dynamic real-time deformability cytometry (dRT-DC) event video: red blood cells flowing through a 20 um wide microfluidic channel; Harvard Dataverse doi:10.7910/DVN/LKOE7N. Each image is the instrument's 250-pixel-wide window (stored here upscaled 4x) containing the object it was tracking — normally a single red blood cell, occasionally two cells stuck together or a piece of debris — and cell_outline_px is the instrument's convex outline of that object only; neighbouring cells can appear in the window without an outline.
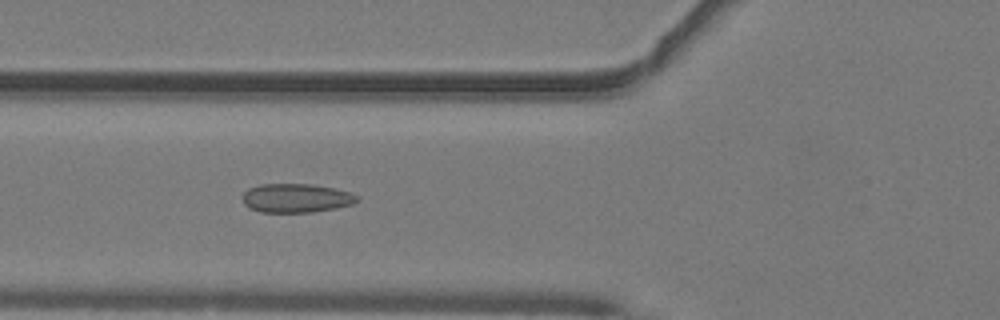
{"species": "common noctule bat (a hibernating species)", "species_latin": "Nyctalus noctula", "temperature_condition": "warm", "stored_images_in_passage": 25, "camera_frame_rate_fps": 3000, "um_per_image_px": 0.085, "animal": {"sex": "male", "body_mass_g": 19.2, "forearm_length_mm": 51.8}, "frame": {"image": 1, "passage_image": 15, "time_ms": 4.667, "image_size_px": [1000, 320], "cell_outline_px": [[360, 200], [352, 204], [336, 208], [312, 212], [260, 212], [248, 208], [244, 204], [240, 196], [248, 188], [260, 184], [312, 184], [332, 188], [348, 192], [360, 196]], "centroid_in_image_um": [25.13, 16.84], "position_along_channel_um": 100.7, "area_um2": 19.48}}
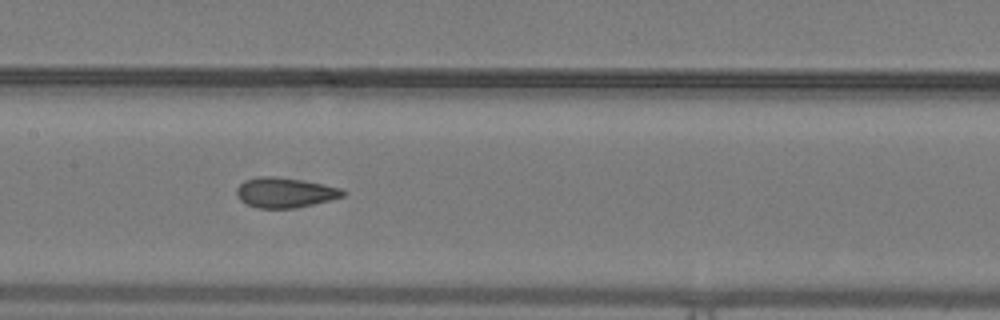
{"frame": {"image": 2, "passage_image": 21, "time_ms": 6.667, "image_size_px": [1000, 320], "cell_outline_px": [[348, 192], [344, 196], [312, 204], [292, 208], [256, 208], [240, 200], [236, 192], [236, 188], [244, 180], [260, 176], [276, 176], [300, 180], [340, 188]], "centroid_in_image_um": [24.18, 16.36], "position_along_channel_um": 183.2, "area_um2": 18.38}}
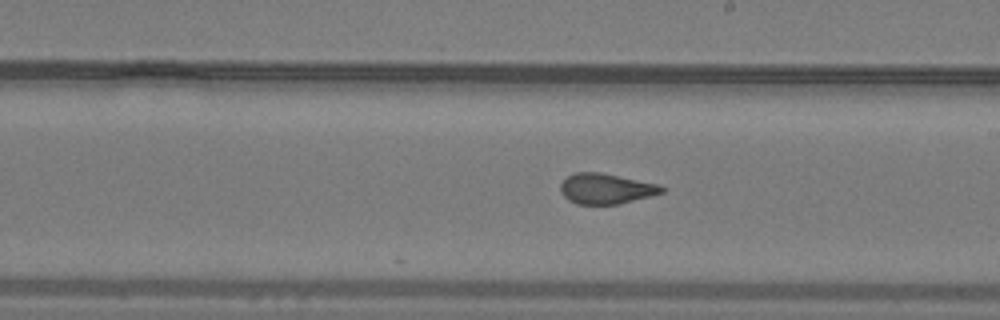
{"frame": {"image": 3, "passage_image": 25, "time_ms": 8.0, "image_size_px": [1000, 320], "cell_outline_px": [[664, 192], [620, 204], [576, 204], [568, 200], [560, 192], [560, 184], [568, 176], [576, 172], [600, 172], [660, 184], [664, 188]], "centroid_in_image_um": [51.5, 16.04], "position_along_channel_um": 237.5, "area_um2": 17.98}}